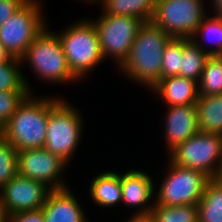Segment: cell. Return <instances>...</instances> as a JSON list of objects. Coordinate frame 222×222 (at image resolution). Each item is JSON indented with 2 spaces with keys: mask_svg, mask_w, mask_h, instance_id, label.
Listing matches in <instances>:
<instances>
[{
  "mask_svg": "<svg viewBox=\"0 0 222 222\" xmlns=\"http://www.w3.org/2000/svg\"><path fill=\"white\" fill-rule=\"evenodd\" d=\"M171 37L152 21L140 27L125 62L118 68L131 81L150 90L162 79V58Z\"/></svg>",
  "mask_w": 222,
  "mask_h": 222,
  "instance_id": "6da1fadb",
  "label": "cell"
},
{
  "mask_svg": "<svg viewBox=\"0 0 222 222\" xmlns=\"http://www.w3.org/2000/svg\"><path fill=\"white\" fill-rule=\"evenodd\" d=\"M33 95V93H30L24 99L8 123L0 130V134L17 151L45 146L50 107L58 98L35 97Z\"/></svg>",
  "mask_w": 222,
  "mask_h": 222,
  "instance_id": "7a4b0ae2",
  "label": "cell"
},
{
  "mask_svg": "<svg viewBox=\"0 0 222 222\" xmlns=\"http://www.w3.org/2000/svg\"><path fill=\"white\" fill-rule=\"evenodd\" d=\"M72 74L79 80L104 60L98 32L90 20H80L58 33Z\"/></svg>",
  "mask_w": 222,
  "mask_h": 222,
  "instance_id": "3957f363",
  "label": "cell"
},
{
  "mask_svg": "<svg viewBox=\"0 0 222 222\" xmlns=\"http://www.w3.org/2000/svg\"><path fill=\"white\" fill-rule=\"evenodd\" d=\"M20 61L21 64L27 62L41 80L53 84L78 82L70 70L58 34L47 27L34 39Z\"/></svg>",
  "mask_w": 222,
  "mask_h": 222,
  "instance_id": "277c9868",
  "label": "cell"
},
{
  "mask_svg": "<svg viewBox=\"0 0 222 222\" xmlns=\"http://www.w3.org/2000/svg\"><path fill=\"white\" fill-rule=\"evenodd\" d=\"M82 121L79 110L59 98L50 107L44 148L68 164L81 140Z\"/></svg>",
  "mask_w": 222,
  "mask_h": 222,
  "instance_id": "5b68a950",
  "label": "cell"
},
{
  "mask_svg": "<svg viewBox=\"0 0 222 222\" xmlns=\"http://www.w3.org/2000/svg\"><path fill=\"white\" fill-rule=\"evenodd\" d=\"M41 8L40 1L27 0L0 26V43L12 57L20 59L46 27Z\"/></svg>",
  "mask_w": 222,
  "mask_h": 222,
  "instance_id": "8992f818",
  "label": "cell"
},
{
  "mask_svg": "<svg viewBox=\"0 0 222 222\" xmlns=\"http://www.w3.org/2000/svg\"><path fill=\"white\" fill-rule=\"evenodd\" d=\"M169 156L178 166L203 172L214 179L222 171V135L199 131Z\"/></svg>",
  "mask_w": 222,
  "mask_h": 222,
  "instance_id": "52a82bcc",
  "label": "cell"
},
{
  "mask_svg": "<svg viewBox=\"0 0 222 222\" xmlns=\"http://www.w3.org/2000/svg\"><path fill=\"white\" fill-rule=\"evenodd\" d=\"M168 172L158 189L155 204L180 206L200 201L207 184L212 180L203 172L178 166L169 159Z\"/></svg>",
  "mask_w": 222,
  "mask_h": 222,
  "instance_id": "ba28073f",
  "label": "cell"
},
{
  "mask_svg": "<svg viewBox=\"0 0 222 222\" xmlns=\"http://www.w3.org/2000/svg\"><path fill=\"white\" fill-rule=\"evenodd\" d=\"M204 0H156L152 22L171 38L191 39L207 16Z\"/></svg>",
  "mask_w": 222,
  "mask_h": 222,
  "instance_id": "9c48e42d",
  "label": "cell"
},
{
  "mask_svg": "<svg viewBox=\"0 0 222 222\" xmlns=\"http://www.w3.org/2000/svg\"><path fill=\"white\" fill-rule=\"evenodd\" d=\"M92 21L96 27L103 58L112 57L120 67L127 59L130 49L144 23L133 16H114L103 14Z\"/></svg>",
  "mask_w": 222,
  "mask_h": 222,
  "instance_id": "30bf717a",
  "label": "cell"
},
{
  "mask_svg": "<svg viewBox=\"0 0 222 222\" xmlns=\"http://www.w3.org/2000/svg\"><path fill=\"white\" fill-rule=\"evenodd\" d=\"M52 189L40 181L17 174L0 189V207L8 216L22 211L39 210Z\"/></svg>",
  "mask_w": 222,
  "mask_h": 222,
  "instance_id": "8fae6325",
  "label": "cell"
},
{
  "mask_svg": "<svg viewBox=\"0 0 222 222\" xmlns=\"http://www.w3.org/2000/svg\"><path fill=\"white\" fill-rule=\"evenodd\" d=\"M66 165L64 160L44 147L18 151V174L43 182L52 190L68 187L62 177L59 178Z\"/></svg>",
  "mask_w": 222,
  "mask_h": 222,
  "instance_id": "7c38bea8",
  "label": "cell"
},
{
  "mask_svg": "<svg viewBox=\"0 0 222 222\" xmlns=\"http://www.w3.org/2000/svg\"><path fill=\"white\" fill-rule=\"evenodd\" d=\"M165 142L170 154L188 138L199 132L196 103L169 106L165 115Z\"/></svg>",
  "mask_w": 222,
  "mask_h": 222,
  "instance_id": "4fadbf2b",
  "label": "cell"
},
{
  "mask_svg": "<svg viewBox=\"0 0 222 222\" xmlns=\"http://www.w3.org/2000/svg\"><path fill=\"white\" fill-rule=\"evenodd\" d=\"M122 202L127 206L136 207V213L150 212L154 201H150L154 196V182L150 175L143 170H128L121 174ZM148 203V204H147Z\"/></svg>",
  "mask_w": 222,
  "mask_h": 222,
  "instance_id": "5bb4252c",
  "label": "cell"
},
{
  "mask_svg": "<svg viewBox=\"0 0 222 222\" xmlns=\"http://www.w3.org/2000/svg\"><path fill=\"white\" fill-rule=\"evenodd\" d=\"M71 192L68 187L50 191L41 208L45 222H89L81 204Z\"/></svg>",
  "mask_w": 222,
  "mask_h": 222,
  "instance_id": "9a60e30c",
  "label": "cell"
},
{
  "mask_svg": "<svg viewBox=\"0 0 222 222\" xmlns=\"http://www.w3.org/2000/svg\"><path fill=\"white\" fill-rule=\"evenodd\" d=\"M169 106L190 105L199 97L198 82L183 76H170L160 79L151 89Z\"/></svg>",
  "mask_w": 222,
  "mask_h": 222,
  "instance_id": "2e32d148",
  "label": "cell"
},
{
  "mask_svg": "<svg viewBox=\"0 0 222 222\" xmlns=\"http://www.w3.org/2000/svg\"><path fill=\"white\" fill-rule=\"evenodd\" d=\"M89 192L94 203L102 207H112L122 202L121 174L105 171L96 175Z\"/></svg>",
  "mask_w": 222,
  "mask_h": 222,
  "instance_id": "e0dca14e",
  "label": "cell"
},
{
  "mask_svg": "<svg viewBox=\"0 0 222 222\" xmlns=\"http://www.w3.org/2000/svg\"><path fill=\"white\" fill-rule=\"evenodd\" d=\"M196 109L199 130L222 135V94L199 96Z\"/></svg>",
  "mask_w": 222,
  "mask_h": 222,
  "instance_id": "ac0fdd59",
  "label": "cell"
},
{
  "mask_svg": "<svg viewBox=\"0 0 222 222\" xmlns=\"http://www.w3.org/2000/svg\"><path fill=\"white\" fill-rule=\"evenodd\" d=\"M198 39L183 38V59L179 76L199 82L207 58L206 46Z\"/></svg>",
  "mask_w": 222,
  "mask_h": 222,
  "instance_id": "d6986e66",
  "label": "cell"
},
{
  "mask_svg": "<svg viewBox=\"0 0 222 222\" xmlns=\"http://www.w3.org/2000/svg\"><path fill=\"white\" fill-rule=\"evenodd\" d=\"M103 14L114 16H133L144 22L151 21L156 0H101Z\"/></svg>",
  "mask_w": 222,
  "mask_h": 222,
  "instance_id": "ffe728a7",
  "label": "cell"
},
{
  "mask_svg": "<svg viewBox=\"0 0 222 222\" xmlns=\"http://www.w3.org/2000/svg\"><path fill=\"white\" fill-rule=\"evenodd\" d=\"M198 222H222V188L212 179L197 203Z\"/></svg>",
  "mask_w": 222,
  "mask_h": 222,
  "instance_id": "44dd1931",
  "label": "cell"
},
{
  "mask_svg": "<svg viewBox=\"0 0 222 222\" xmlns=\"http://www.w3.org/2000/svg\"><path fill=\"white\" fill-rule=\"evenodd\" d=\"M199 96L222 94V55H210L198 82Z\"/></svg>",
  "mask_w": 222,
  "mask_h": 222,
  "instance_id": "7402d4cb",
  "label": "cell"
},
{
  "mask_svg": "<svg viewBox=\"0 0 222 222\" xmlns=\"http://www.w3.org/2000/svg\"><path fill=\"white\" fill-rule=\"evenodd\" d=\"M20 59L12 58L9 62L0 64V91H29L32 92L19 68Z\"/></svg>",
  "mask_w": 222,
  "mask_h": 222,
  "instance_id": "603a6c76",
  "label": "cell"
},
{
  "mask_svg": "<svg viewBox=\"0 0 222 222\" xmlns=\"http://www.w3.org/2000/svg\"><path fill=\"white\" fill-rule=\"evenodd\" d=\"M200 36L204 37L202 38L204 42L206 40V42L215 44V46L213 45L214 48H207L206 53L215 56L222 55V16H206L191 39H196Z\"/></svg>",
  "mask_w": 222,
  "mask_h": 222,
  "instance_id": "cb8c5ba5",
  "label": "cell"
},
{
  "mask_svg": "<svg viewBox=\"0 0 222 222\" xmlns=\"http://www.w3.org/2000/svg\"><path fill=\"white\" fill-rule=\"evenodd\" d=\"M156 222H198L197 205L163 206L154 203L151 210Z\"/></svg>",
  "mask_w": 222,
  "mask_h": 222,
  "instance_id": "d4e9b609",
  "label": "cell"
},
{
  "mask_svg": "<svg viewBox=\"0 0 222 222\" xmlns=\"http://www.w3.org/2000/svg\"><path fill=\"white\" fill-rule=\"evenodd\" d=\"M18 151L0 134V189L18 174Z\"/></svg>",
  "mask_w": 222,
  "mask_h": 222,
  "instance_id": "484cf974",
  "label": "cell"
},
{
  "mask_svg": "<svg viewBox=\"0 0 222 222\" xmlns=\"http://www.w3.org/2000/svg\"><path fill=\"white\" fill-rule=\"evenodd\" d=\"M162 59V78L178 76L183 59V38H171L165 46Z\"/></svg>",
  "mask_w": 222,
  "mask_h": 222,
  "instance_id": "4316f807",
  "label": "cell"
},
{
  "mask_svg": "<svg viewBox=\"0 0 222 222\" xmlns=\"http://www.w3.org/2000/svg\"><path fill=\"white\" fill-rule=\"evenodd\" d=\"M29 94V91H0V130L8 123L17 107Z\"/></svg>",
  "mask_w": 222,
  "mask_h": 222,
  "instance_id": "83f0119b",
  "label": "cell"
},
{
  "mask_svg": "<svg viewBox=\"0 0 222 222\" xmlns=\"http://www.w3.org/2000/svg\"><path fill=\"white\" fill-rule=\"evenodd\" d=\"M7 222H45L42 210L22 211L8 216Z\"/></svg>",
  "mask_w": 222,
  "mask_h": 222,
  "instance_id": "f1b7e54d",
  "label": "cell"
},
{
  "mask_svg": "<svg viewBox=\"0 0 222 222\" xmlns=\"http://www.w3.org/2000/svg\"><path fill=\"white\" fill-rule=\"evenodd\" d=\"M27 0H0V26Z\"/></svg>",
  "mask_w": 222,
  "mask_h": 222,
  "instance_id": "f546056e",
  "label": "cell"
},
{
  "mask_svg": "<svg viewBox=\"0 0 222 222\" xmlns=\"http://www.w3.org/2000/svg\"><path fill=\"white\" fill-rule=\"evenodd\" d=\"M126 222H156L152 212L134 213Z\"/></svg>",
  "mask_w": 222,
  "mask_h": 222,
  "instance_id": "4dcf8cb0",
  "label": "cell"
},
{
  "mask_svg": "<svg viewBox=\"0 0 222 222\" xmlns=\"http://www.w3.org/2000/svg\"><path fill=\"white\" fill-rule=\"evenodd\" d=\"M13 57L5 49V47L0 43V64L9 62Z\"/></svg>",
  "mask_w": 222,
  "mask_h": 222,
  "instance_id": "1f68e13d",
  "label": "cell"
},
{
  "mask_svg": "<svg viewBox=\"0 0 222 222\" xmlns=\"http://www.w3.org/2000/svg\"><path fill=\"white\" fill-rule=\"evenodd\" d=\"M212 5L215 8L214 9V15L222 16V0H212Z\"/></svg>",
  "mask_w": 222,
  "mask_h": 222,
  "instance_id": "d6a6232c",
  "label": "cell"
},
{
  "mask_svg": "<svg viewBox=\"0 0 222 222\" xmlns=\"http://www.w3.org/2000/svg\"><path fill=\"white\" fill-rule=\"evenodd\" d=\"M8 220V214L3 211L0 207V222H7Z\"/></svg>",
  "mask_w": 222,
  "mask_h": 222,
  "instance_id": "836d02e7",
  "label": "cell"
},
{
  "mask_svg": "<svg viewBox=\"0 0 222 222\" xmlns=\"http://www.w3.org/2000/svg\"><path fill=\"white\" fill-rule=\"evenodd\" d=\"M213 180L222 188V171Z\"/></svg>",
  "mask_w": 222,
  "mask_h": 222,
  "instance_id": "e575fe53",
  "label": "cell"
},
{
  "mask_svg": "<svg viewBox=\"0 0 222 222\" xmlns=\"http://www.w3.org/2000/svg\"><path fill=\"white\" fill-rule=\"evenodd\" d=\"M84 1H86L87 3L89 2H91L92 4L93 3H98L99 1L101 2V0H84ZM98 1V2H97Z\"/></svg>",
  "mask_w": 222,
  "mask_h": 222,
  "instance_id": "d590c367",
  "label": "cell"
}]
</instances>
